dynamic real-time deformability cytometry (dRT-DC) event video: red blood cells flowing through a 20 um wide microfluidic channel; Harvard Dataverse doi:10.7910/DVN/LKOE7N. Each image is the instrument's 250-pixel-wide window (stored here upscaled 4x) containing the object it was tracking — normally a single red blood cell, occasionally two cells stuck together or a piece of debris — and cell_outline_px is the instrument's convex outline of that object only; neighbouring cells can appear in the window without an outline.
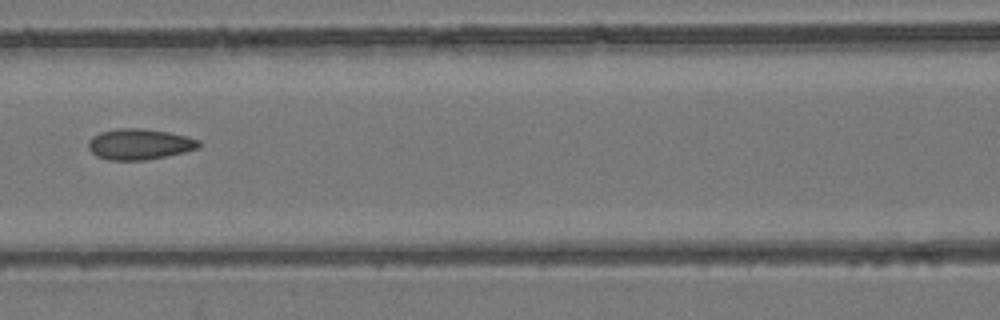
{"species": "common noctule bat (a hibernating species)", "species_latin": "Nyctalus noctula", "temperature_condition": "room temperature", "stored_images_in_passage": 3, "camera_frame_rate_fps": 3000, "um_per_image_px": 0.085, "animal": {"sex": "female", "body_mass_g": 24.6, "forearm_length_mm": 56.2}, "frame": {"image": 1, "passage_image": 3, "time_ms": 0.667, "image_size_px": [1000, 320], "cell_outline_px": [[200, 148], [184, 152], [144, 160], [108, 160], [96, 156], [88, 148], [88, 140], [92, 136], [100, 132], [116, 128], [144, 128], [168, 132], [188, 136], [200, 140]], "centroid_in_image_um": [11.84, 12.24], "position_along_channel_um": 154.8, "area_um2": 20.0}}